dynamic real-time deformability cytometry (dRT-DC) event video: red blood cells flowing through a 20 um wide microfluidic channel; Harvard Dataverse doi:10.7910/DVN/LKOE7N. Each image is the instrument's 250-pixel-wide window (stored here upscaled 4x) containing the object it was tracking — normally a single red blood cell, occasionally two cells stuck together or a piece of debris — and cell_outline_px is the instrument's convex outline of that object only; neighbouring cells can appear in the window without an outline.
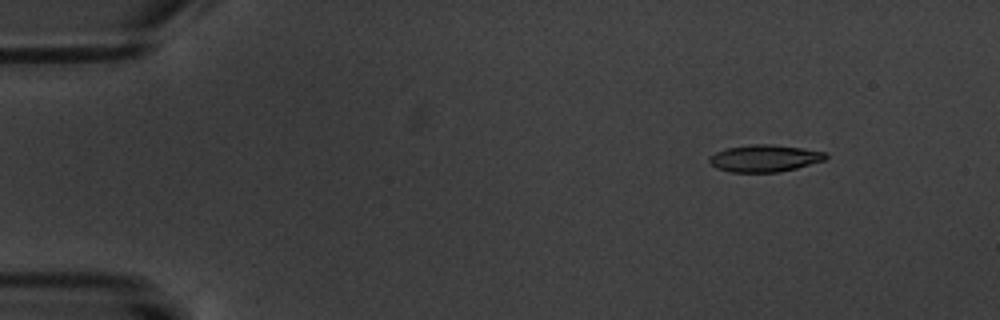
{"species": "common noctule bat (a hibernating species)", "species_latin": "Nyctalus noctula", "temperature_condition": "warm", "stored_images_in_passage": 6, "segment_of_instrument_passage": [1, 2], "camera_frame_rate_fps": 3000, "um_per_image_px": 0.085, "animal": {"sex": "male", "body_mass_g": 20.1, "forearm_length_mm": 53.5}, "frame": {"image": 1, "passage_image": 2, "time_ms": 1.0, "image_size_px": [1000, 320], "cell_outline_px": [[828, 156], [824, 160], [796, 168], [780, 172], [728, 172], [716, 168], [708, 160], [708, 156], [724, 148], [752, 144], [772, 144], [800, 148], [824, 152]], "centroid_in_image_um": [64.93, 13.45], "position_along_channel_um": 20.1, "area_um2": 18.32}}